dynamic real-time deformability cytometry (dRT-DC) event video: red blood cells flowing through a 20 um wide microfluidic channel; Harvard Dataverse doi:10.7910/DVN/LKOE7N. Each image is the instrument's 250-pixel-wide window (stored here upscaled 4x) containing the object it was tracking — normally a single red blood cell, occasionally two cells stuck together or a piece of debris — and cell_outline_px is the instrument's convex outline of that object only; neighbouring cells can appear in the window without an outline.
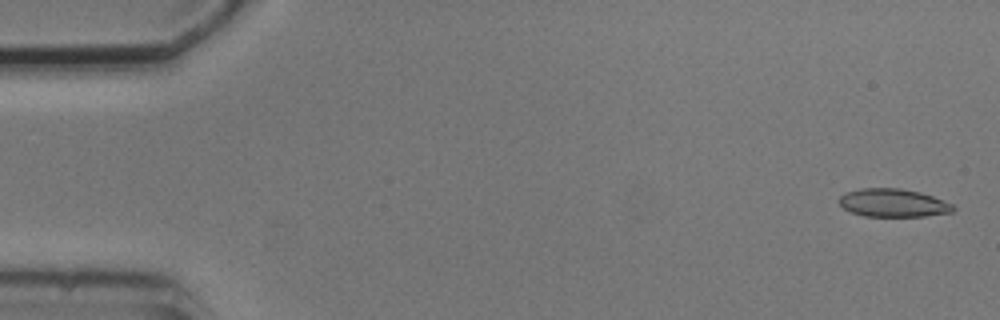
{"species": "common noctule bat (a hibernating species)", "species_latin": "Nyctalus noctula", "temperature_condition": "cold", "stored_images_in_passage": 6, "segment_of_instrument_passage": [1, 2], "camera_frame_rate_fps": 3000, "um_per_image_px": 0.085, "animal": {"sex": "male", "body_mass_g": 20.5, "forearm_length_mm": 52.5}, "frame": {"image": 1, "passage_image": 1, "time_ms": 0.0, "image_size_px": [1000, 320], "cell_outline_px": [[956, 208], [952, 212], [924, 216], [864, 216], [852, 212], [844, 208], [836, 200], [844, 192], [860, 188], [900, 188], [920, 192], [932, 196], [952, 204]], "centroid_in_image_um": [75.88, 17.24], "position_along_channel_um": 9.1, "area_um2": 18.73}}
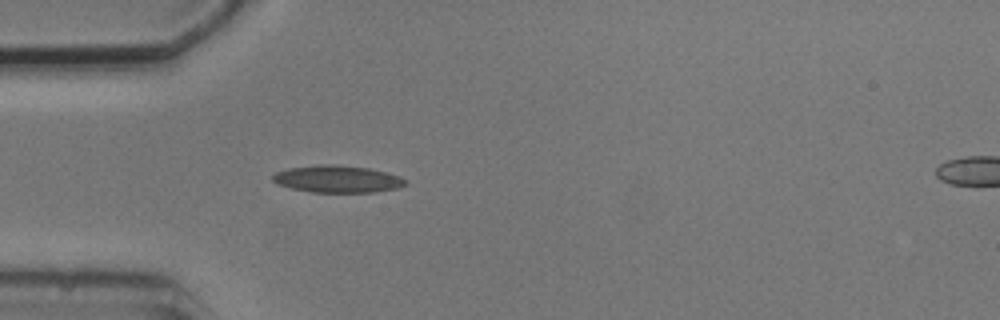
{"frame": {"image": 2, "passage_image": 5, "time_ms": 4.667, "image_size_px": [1000, 320], "cell_outline_px": [[408, 184], [396, 188], [372, 192], [312, 192], [292, 188], [276, 184], [272, 180], [272, 176], [276, 172], [288, 168], [320, 164], [328, 164], [368, 168], [400, 176], [408, 180]], "centroid_in_image_um": [28.67, 15.22], "position_along_channel_um": 56.3, "area_um2": 20.87}}